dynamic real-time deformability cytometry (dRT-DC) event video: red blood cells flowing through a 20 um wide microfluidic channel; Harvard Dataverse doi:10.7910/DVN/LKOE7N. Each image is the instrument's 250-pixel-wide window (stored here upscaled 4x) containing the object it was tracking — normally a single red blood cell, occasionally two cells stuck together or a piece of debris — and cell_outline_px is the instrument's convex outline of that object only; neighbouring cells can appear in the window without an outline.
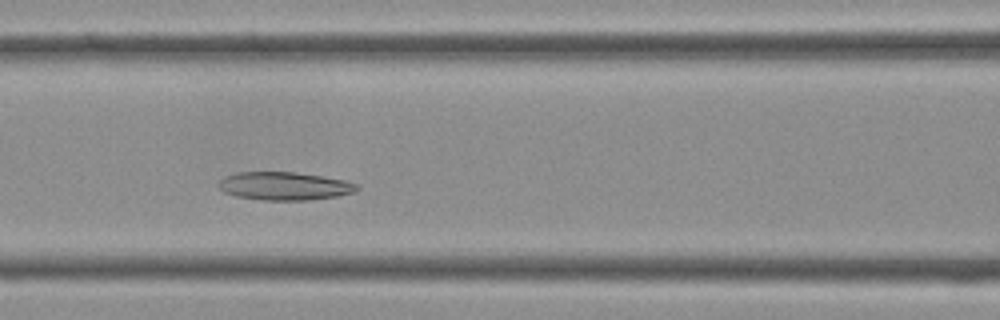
{"species": "Egyptian fruit bat (a non-hibernating species)", "species_latin": "Rousettus aegyptiacus", "temperature_condition": "cold", "stored_images_in_passage": 31, "camera_frame_rate_fps": 3000, "um_per_image_px": 0.085, "frame": {"image": 1, "passage_image": 9, "time_ms": 2.667, "image_size_px": [1000, 320], "cell_outline_px": [[360, 188], [352, 192], [336, 196], [308, 200], [264, 200], [236, 196], [224, 192], [216, 184], [224, 176], [236, 172], [296, 172], [324, 176], [344, 180], [356, 184]], "centroid_in_image_um": [24.14, 15.8], "position_along_channel_um": 142.5, "area_um2": 22.66}}
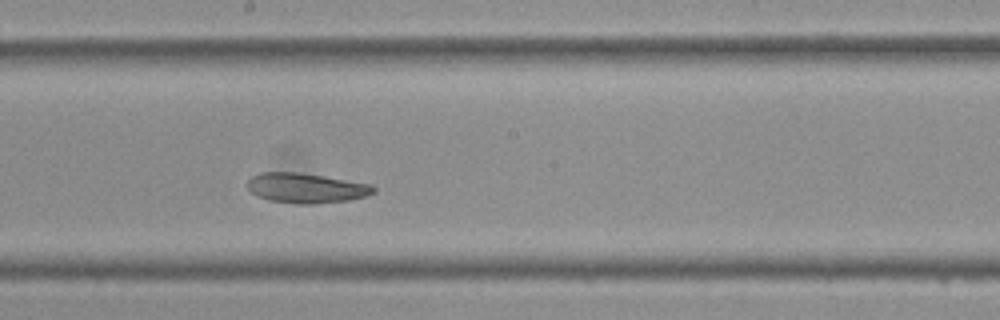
{"frame": {"image": 2, "passage_image": 14, "time_ms": 4.333, "image_size_px": [1000, 320], "cell_outline_px": [[376, 192], [368, 196], [348, 200], [316, 204], [300, 204], [268, 200], [256, 196], [248, 188], [248, 180], [252, 176], [260, 172], [296, 172], [372, 184], [376, 188]], "centroid_in_image_um": [26.04, 15.99], "position_along_channel_um": 222.2, "area_um2": 22.02}}
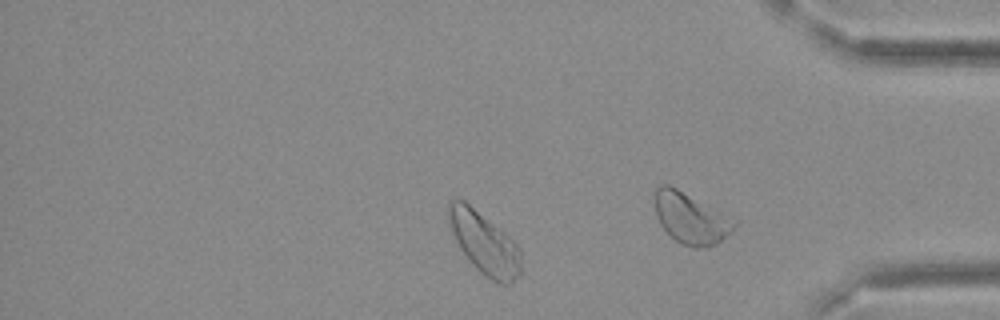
{"frame": {"image": 3, "passage_image": 24, "time_ms": 7.667, "image_size_px": [1000, 320], "cell_outline_px": [[520, 276], [512, 284], [500, 284], [484, 276], [472, 264], [460, 248], [452, 232], [448, 216], [448, 200], [464, 200], [504, 232], [520, 248]], "centroid_in_image_um": [41.18, 20.7], "position_along_channel_um": 394.0, "area_um2": 25.84}}